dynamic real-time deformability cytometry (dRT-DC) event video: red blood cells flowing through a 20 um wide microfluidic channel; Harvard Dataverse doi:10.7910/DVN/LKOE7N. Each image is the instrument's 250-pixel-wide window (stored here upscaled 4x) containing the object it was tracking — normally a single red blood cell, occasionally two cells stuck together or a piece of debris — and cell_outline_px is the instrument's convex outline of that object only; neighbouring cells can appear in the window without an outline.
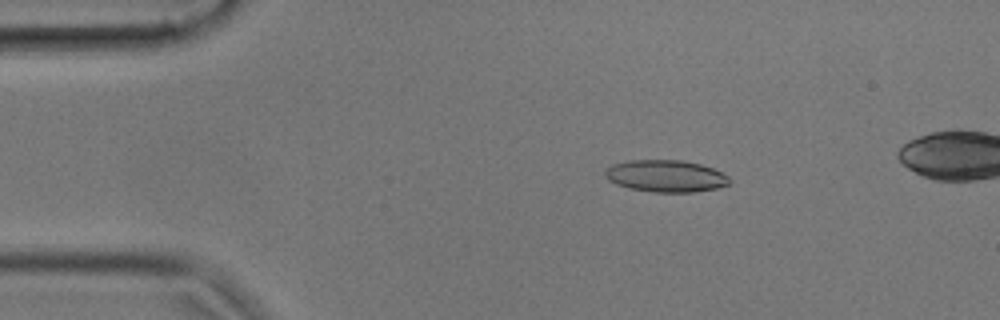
{"species": "common noctule bat (a hibernating species)", "species_latin": "Nyctalus noctula", "temperature_condition": "cold", "stored_images_in_passage": 52, "camera_frame_rate_fps": 3000, "um_per_image_px": 0.085, "animal": {"sex": "male", "body_mass_g": 17.9, "forearm_length_mm": 54.2}, "frame": {"image": 1, "passage_image": 9, "time_ms": 2.667, "image_size_px": [1000, 320], "cell_outline_px": [[732, 180], [728, 184], [716, 188], [696, 192], [656, 192], [628, 188], [616, 184], [608, 180], [604, 176], [604, 172], [612, 164], [628, 160], [680, 160], [700, 164], [712, 168], [728, 176]], "centroid_in_image_um": [56.57, 14.96], "position_along_channel_um": 28.4, "area_um2": 23.18}}
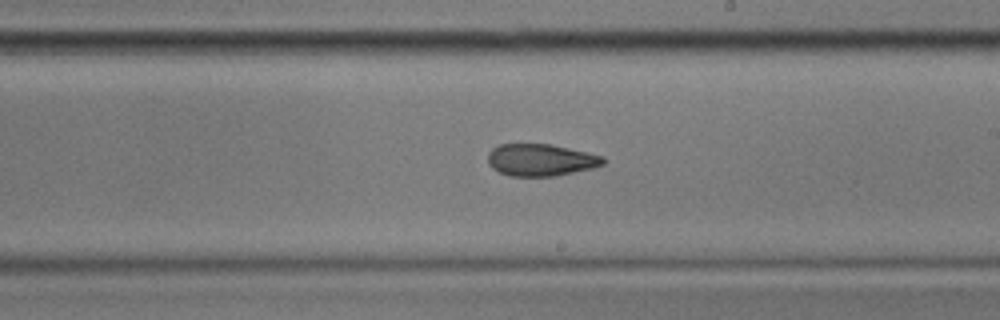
{"frame": {"image": 2, "passage_image": 31, "time_ms": 10.0, "image_size_px": [1000, 320], "cell_outline_px": [[604, 164], [592, 168], [556, 176], [508, 176], [492, 168], [488, 164], [488, 152], [492, 148], [500, 144], [552, 144], [604, 156]], "centroid_in_image_um": [45.95, 13.59], "position_along_channel_um": 243.1, "area_um2": 21.62}}
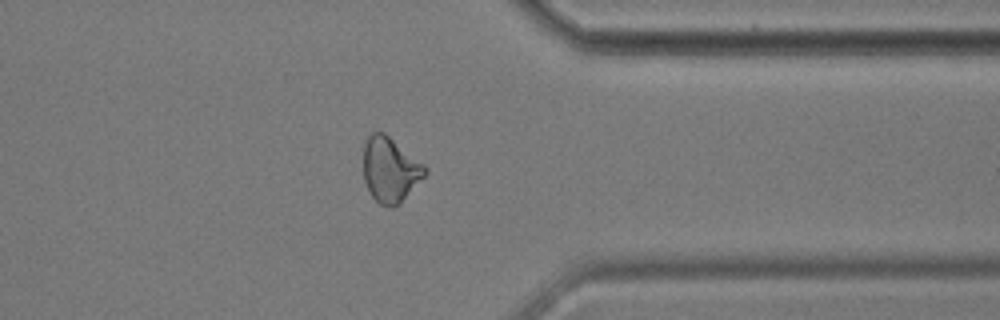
{"frame": {"image": 3, "passage_image": 43, "time_ms": 14.0, "image_size_px": [1000, 320], "cell_outline_px": [[428, 172], [400, 204], [392, 208], [388, 208], [380, 204], [372, 196], [364, 180], [364, 144], [368, 136], [372, 132], [384, 132], [424, 164], [428, 168]], "centroid_in_image_um": [33.18, 14.44], "position_along_channel_um": 378.2, "area_um2": 23.35}, "authors_computed_cell_mechanics": {"area_um2": 22.2819, "velocity_mm_per_s": 3.5816, "shape_relaxation_time_tau1_ms": null, "shape_relaxation_time_tau2_ms": 4.8671, "deformation_change_tau1": null, "deformation_change_tau2": 0.1194}}